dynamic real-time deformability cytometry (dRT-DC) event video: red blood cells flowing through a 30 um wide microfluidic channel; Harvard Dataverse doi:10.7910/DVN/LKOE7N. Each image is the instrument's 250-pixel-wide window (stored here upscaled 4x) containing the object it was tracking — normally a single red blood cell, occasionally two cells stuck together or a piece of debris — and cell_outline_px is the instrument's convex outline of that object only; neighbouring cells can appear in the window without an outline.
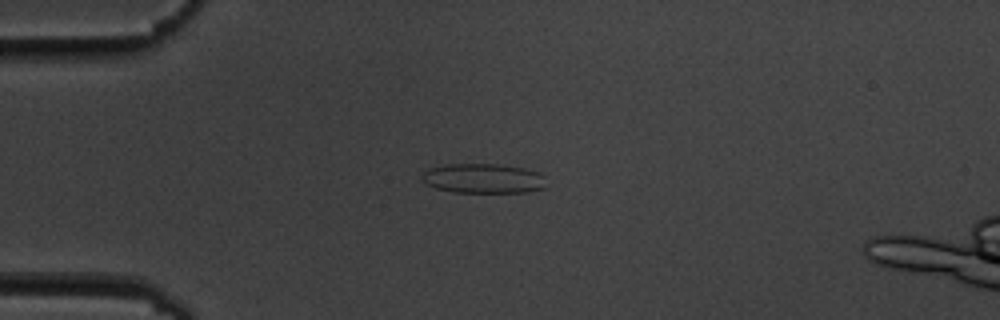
{"species": "common noctule bat (a hibernating species)", "species_latin": "Nyctalus noctula", "temperature_condition": "cold", "stored_images_in_passage": 42, "camera_frame_rate_fps": 3000, "um_per_image_px": 0.085, "animal": {"sex": "male", "body_mass_g": 19.5, "forearm_length_mm": 54.6}, "frame": {"image": 1, "passage_image": 1, "time_ms": 0.0, "image_size_px": [1000, 320], "cell_outline_px": [[544, 188], [528, 192], [452, 192], [436, 188], [424, 184], [420, 180], [420, 176], [428, 168], [444, 164], [500, 164], [524, 168], [540, 172], [544, 176]], "centroid_in_image_um": [41.03, 15.16], "position_along_channel_um": 44.0, "area_um2": 21.79}}
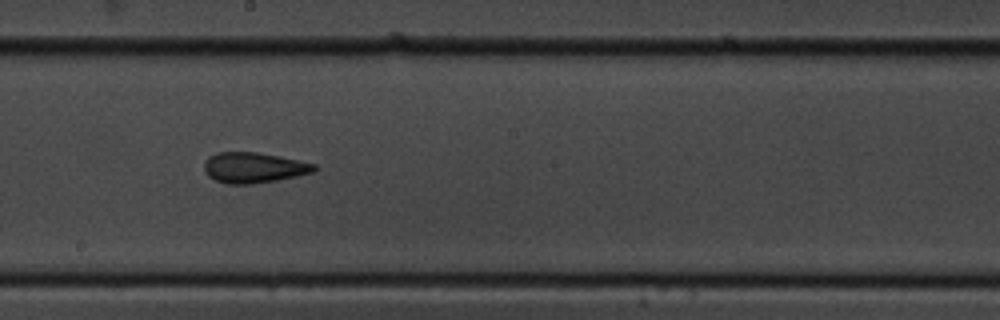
{"frame": {"image": 2, "passage_image": 18, "time_ms": 5.667, "image_size_px": [1000, 320], "cell_outline_px": [[320, 168], [316, 172], [276, 180], [252, 184], [228, 184], [216, 180], [208, 176], [204, 172], [204, 164], [208, 156], [216, 152], [256, 152], [280, 156], [316, 164]], "centroid_in_image_um": [21.59, 14.24], "position_along_channel_um": 226.6, "area_um2": 19.77}}
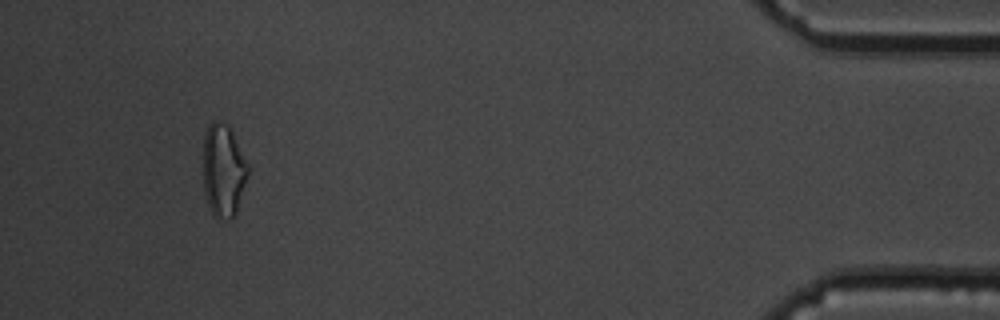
{"frame": {"image": 3, "passage_image": 39, "time_ms": 12.667, "image_size_px": [1000, 320], "cell_outline_px": [[248, 176], [236, 212], [228, 220], [216, 216], [212, 212], [208, 204], [204, 192], [204, 132], [208, 124], [212, 120], [220, 120], [228, 124], [232, 128], [248, 164]], "centroid_in_image_um": [18.99, 14.4], "position_along_channel_um": 416.2, "area_um2": 24.39}, "authors_computed_cell_mechanics": {"area_um2": 20.0566, "velocity_mm_per_s": 3.6241, "shape_relaxation_time_tau1_ms": null, "shape_relaxation_time_tau2_ms": 3.169, "deformation_change_tau1": null, "deformation_change_tau2": 0.11}}